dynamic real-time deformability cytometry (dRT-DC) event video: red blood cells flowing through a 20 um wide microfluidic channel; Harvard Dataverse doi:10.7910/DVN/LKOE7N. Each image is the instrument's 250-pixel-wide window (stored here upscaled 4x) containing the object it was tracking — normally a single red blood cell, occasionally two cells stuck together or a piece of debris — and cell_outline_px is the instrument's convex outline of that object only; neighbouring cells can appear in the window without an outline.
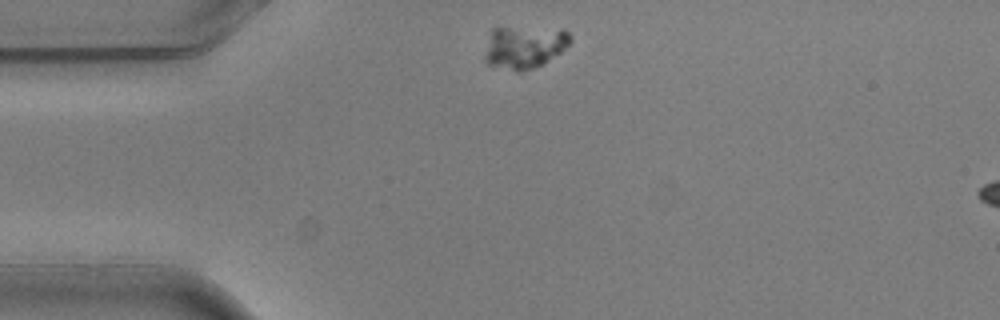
{"species": "common noctule bat (a hibernating species)", "species_latin": "Nyctalus noctula", "temperature_condition": "warm", "stored_images_in_passage": 2, "camera_frame_rate_fps": 3000, "um_per_image_px": 0.085, "animal": {"sex": "male", "body_mass_g": 20.5, "forearm_length_mm": 52.5}, "frame": {"image": 1, "passage_image": 1, "time_ms": 0.0, "image_size_px": [1000, 320], "cell_outline_px": [[572, 40], [560, 52], [540, 64], [532, 68], [520, 72], [516, 72], [488, 64], [484, 60], [484, 56], [492, 28], [496, 24], [500, 24], [564, 28], [572, 36]], "centroid_in_image_um": [44.54, 3.9], "position_along_channel_um": 40.5, "area_um2": 22.14}}